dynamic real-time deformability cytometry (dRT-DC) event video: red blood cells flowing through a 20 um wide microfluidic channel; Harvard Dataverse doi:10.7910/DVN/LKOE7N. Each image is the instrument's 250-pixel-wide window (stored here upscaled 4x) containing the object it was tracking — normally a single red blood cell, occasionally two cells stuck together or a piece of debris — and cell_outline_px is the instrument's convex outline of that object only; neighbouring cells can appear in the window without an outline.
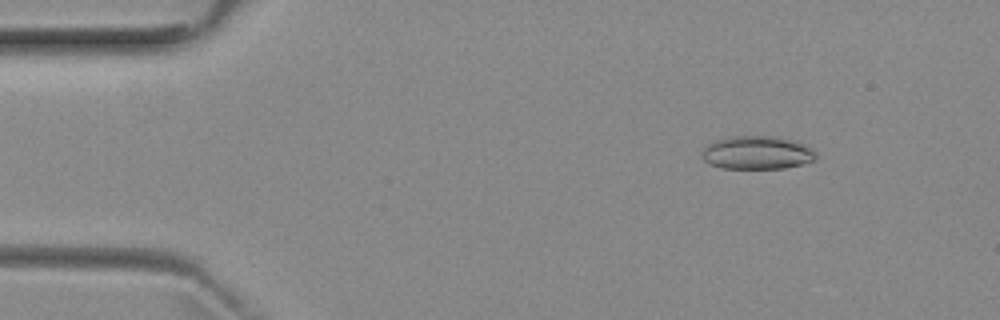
{"species": "common noctule bat (a hibernating species)", "species_latin": "Nyctalus noctula", "temperature_condition": "room temperature", "stored_images_in_passage": 10, "camera_frame_rate_fps": 3000, "um_per_image_px": 0.085, "animal": {"sex": "female", "body_mass_g": 29.2, "forearm_length_mm": 56.3}, "frame": {"image": 1, "passage_image": 1, "time_ms": 0.0, "image_size_px": [1000, 320], "cell_outline_px": [[816, 160], [784, 168], [720, 168], [704, 160], [700, 156], [704, 148], [712, 140], [728, 136], [784, 136], [796, 140], [812, 148], [816, 152]], "centroid_in_image_um": [64.36, 12.95], "position_along_channel_um": 20.6, "area_um2": 22.48}}